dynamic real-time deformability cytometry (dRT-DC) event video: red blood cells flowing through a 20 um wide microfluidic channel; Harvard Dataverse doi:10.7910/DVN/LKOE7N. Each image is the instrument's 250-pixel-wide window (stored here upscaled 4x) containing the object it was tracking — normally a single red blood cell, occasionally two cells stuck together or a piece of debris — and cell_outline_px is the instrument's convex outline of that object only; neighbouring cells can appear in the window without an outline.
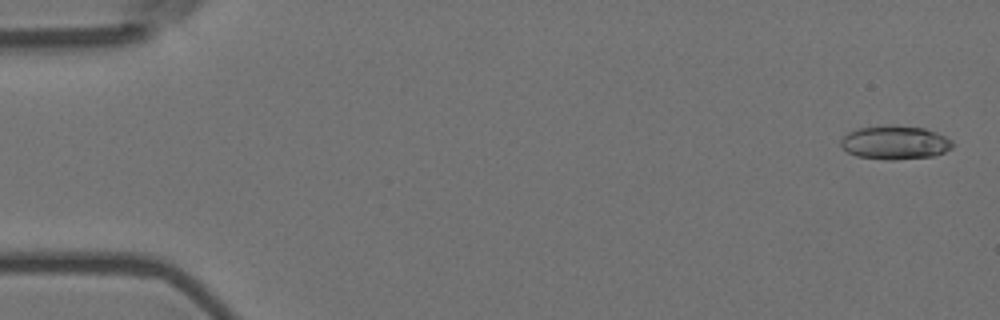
{"species": "Egyptian fruit bat (a non-hibernating species)", "species_latin": "Rousettus aegyptiacus", "temperature_condition": "room temperature", "stored_images_in_passage": 5, "camera_frame_rate_fps": 3000, "um_per_image_px": 0.085, "animal": {"sex": "female"}, "frame": {"image": 1, "passage_image": 1, "time_ms": 0.0, "image_size_px": [1000, 320], "cell_outline_px": [[952, 148], [944, 152], [932, 156], [892, 160], [884, 160], [856, 156], [848, 152], [840, 144], [840, 140], [848, 132], [856, 128], [892, 124], [896, 124], [924, 128], [936, 132], [952, 140]], "centroid_in_image_um": [76.05, 12.1], "position_along_channel_um": 8.9, "area_um2": 22.14}}
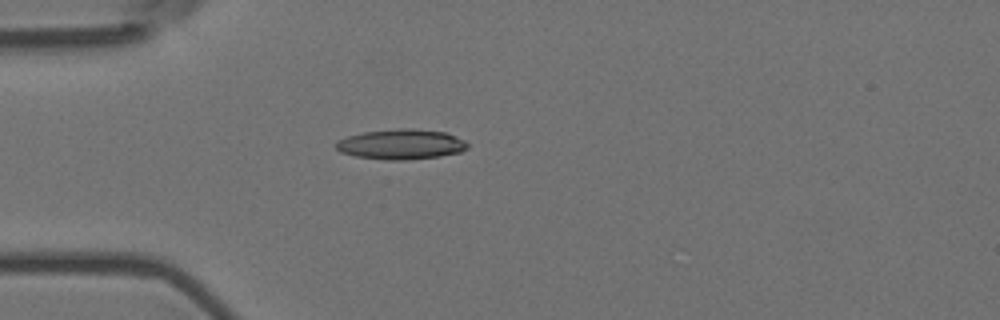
{"frame": {"image": 2, "passage_image": 5, "time_ms": 1.333, "image_size_px": [1000, 320], "cell_outline_px": [[468, 148], [460, 152], [440, 156], [404, 160], [384, 160], [356, 156], [340, 152], [336, 148], [336, 140], [348, 136], [364, 132], [396, 128], [412, 128], [444, 132], [464, 140], [468, 144]], "centroid_in_image_um": [34.08, 12.26], "position_along_channel_um": 50.9, "area_um2": 23.12}}